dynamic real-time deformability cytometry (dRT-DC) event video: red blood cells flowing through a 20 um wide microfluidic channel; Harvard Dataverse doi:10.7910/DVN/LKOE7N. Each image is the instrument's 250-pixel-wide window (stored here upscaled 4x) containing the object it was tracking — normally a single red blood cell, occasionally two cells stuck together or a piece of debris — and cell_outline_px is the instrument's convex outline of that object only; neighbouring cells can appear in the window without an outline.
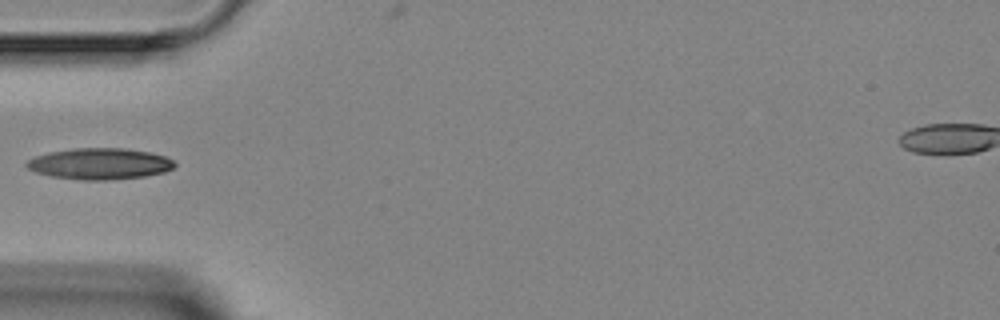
{"species": "Egyptian fruit bat (a non-hibernating species)", "species_latin": "Rousettus aegyptiacus", "temperature_condition": "room temperature", "stored_images_in_passage": 4, "camera_frame_rate_fps": 3000, "um_per_image_px": 0.085, "animal": {"sex": "female"}, "frame": {"image": 1, "passage_image": 2, "time_ms": 2.333, "image_size_px": [1000, 320], "cell_outline_px": [[176, 164], [172, 168], [164, 172], [144, 176], [108, 180], [84, 180], [52, 176], [36, 172], [28, 168], [24, 164], [28, 160], [36, 156], [48, 152], [76, 148], [124, 148], [152, 152], [164, 156], [172, 160]], "centroid_in_image_um": [8.48, 13.91], "position_along_channel_um": 76.5, "area_um2": 26.82}}
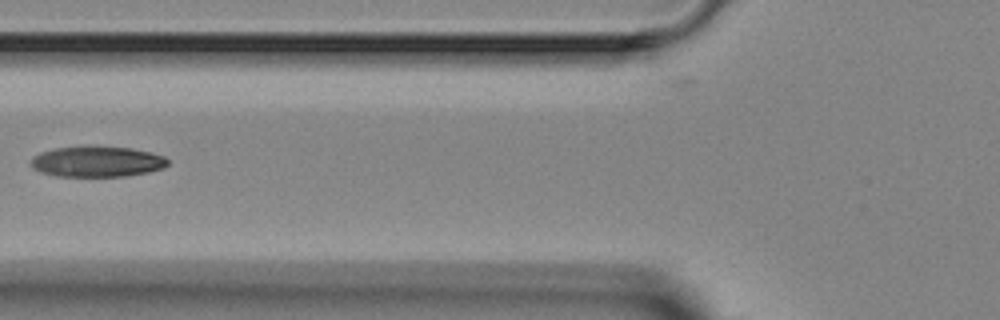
{"frame": {"image": 2, "passage_image": 3, "time_ms": 3.333, "image_size_px": [1000, 320], "cell_outline_px": [[168, 164], [164, 168], [148, 172], [124, 176], [56, 176], [40, 172], [32, 168], [32, 156], [40, 152], [56, 148], [132, 148], [152, 152], [164, 156], [168, 160]], "centroid_in_image_um": [8.27, 13.76], "position_along_channel_um": 117.5, "area_um2": 23.93}}
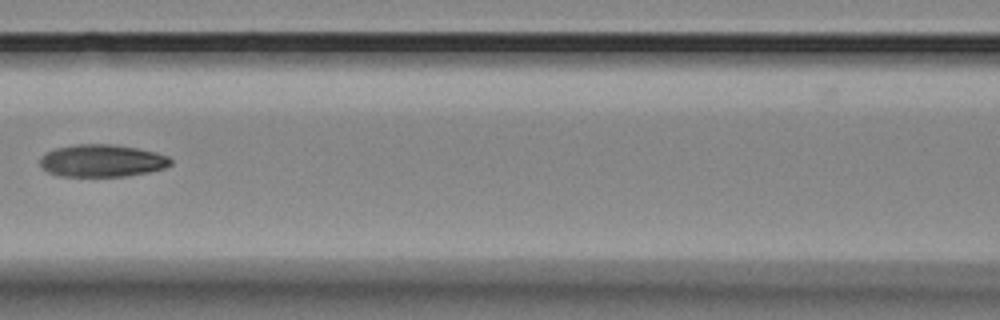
{"frame": {"image": 3, "passage_image": 4, "time_ms": 4.333, "image_size_px": [1000, 320], "cell_outline_px": [[172, 164], [164, 168], [148, 172], [124, 176], [60, 176], [48, 172], [40, 164], [40, 156], [56, 148], [76, 144], [112, 144], [136, 148], [156, 152], [168, 156], [172, 160]], "centroid_in_image_um": [8.68, 13.66], "position_along_channel_um": 157.9, "area_um2": 24.57}}